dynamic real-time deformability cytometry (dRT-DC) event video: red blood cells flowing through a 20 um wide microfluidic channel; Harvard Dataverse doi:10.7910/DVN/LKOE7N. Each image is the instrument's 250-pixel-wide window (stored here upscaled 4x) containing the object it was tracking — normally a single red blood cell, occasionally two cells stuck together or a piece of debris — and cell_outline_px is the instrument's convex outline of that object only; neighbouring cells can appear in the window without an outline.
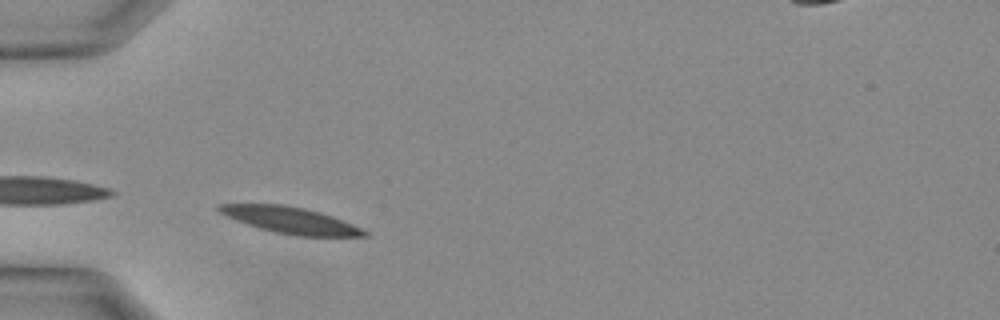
{"species": "Egyptian fruit bat (a non-hibernating species)", "species_latin": "Rousettus aegyptiacus", "temperature_condition": "warm", "stored_images_in_passage": 24, "camera_frame_rate_fps": 3000, "um_per_image_px": 0.085, "animal": {"sex": "female"}, "frame": {"image": 1, "passage_image": 4, "time_ms": 1.0, "image_size_px": [1000, 320], "cell_outline_px": [[368, 236], [296, 236], [276, 232], [260, 228], [248, 224], [228, 216], [220, 212], [216, 208], [220, 204], [284, 204], [304, 208], [320, 212], [332, 216], [352, 224], [368, 232]], "centroid_in_image_um": [24.72, 18.71], "position_along_channel_um": 60.3, "area_um2": 21.96}}